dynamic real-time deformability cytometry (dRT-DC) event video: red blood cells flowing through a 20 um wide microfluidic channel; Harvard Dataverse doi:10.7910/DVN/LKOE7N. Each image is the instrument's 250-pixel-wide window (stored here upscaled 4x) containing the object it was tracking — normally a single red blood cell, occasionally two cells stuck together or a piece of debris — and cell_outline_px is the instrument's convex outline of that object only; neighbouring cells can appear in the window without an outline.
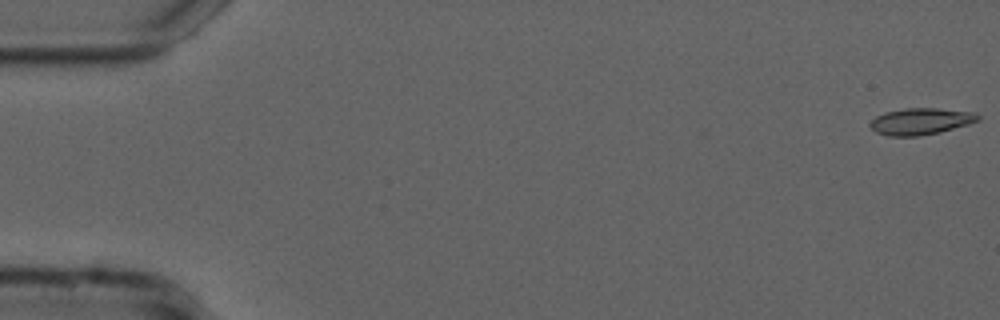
{"species": "common noctule bat (a hibernating species)", "species_latin": "Nyctalus noctula", "temperature_condition": "cold", "stored_images_in_passage": 8, "camera_frame_rate_fps": 3000, "um_per_image_px": 0.085, "animal": {"sex": "male", "forearm_length_mm": 52.5}, "frame": {"image": 1, "passage_image": 1, "time_ms": 0.0, "image_size_px": [1000, 320], "cell_outline_px": [[980, 120], [968, 124], [940, 132], [920, 136], [888, 136], [876, 132], [868, 124], [876, 116], [884, 112], [904, 108], [936, 108], [976, 112], [980, 116]], "centroid_in_image_um": [78.27, 10.31], "position_along_channel_um": 6.7, "area_um2": 16.82}}